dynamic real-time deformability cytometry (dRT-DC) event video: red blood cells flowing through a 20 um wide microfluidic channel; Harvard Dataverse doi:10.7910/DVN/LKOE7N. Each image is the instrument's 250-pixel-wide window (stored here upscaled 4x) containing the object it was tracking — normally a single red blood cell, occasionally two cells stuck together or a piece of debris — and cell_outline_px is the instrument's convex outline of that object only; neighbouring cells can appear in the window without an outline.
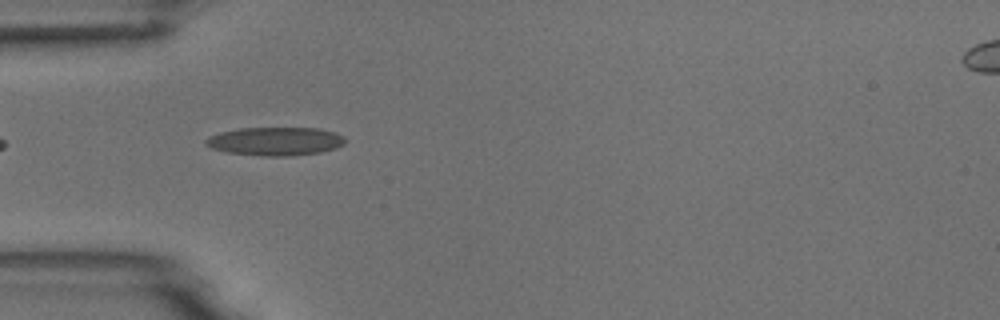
{"species": "common noctule bat (a hibernating species)", "species_latin": "Nyctalus noctula", "temperature_condition": "room temperature", "stored_images_in_passage": 6, "camera_frame_rate_fps": 3000, "um_per_image_px": 0.085, "animal": {"sex": "male", "body_mass_g": 18.8}, "frame": {"image": 1, "passage_image": 5, "time_ms": 4.667, "image_size_px": [1000, 320], "cell_outline_px": [[348, 140], [344, 144], [336, 148], [320, 152], [288, 156], [264, 156], [228, 152], [212, 148], [204, 144], [204, 140], [208, 136], [220, 132], [240, 128], [320, 128], [336, 132], [344, 136]], "centroid_in_image_um": [23.43, 12.0], "position_along_channel_um": 61.6, "area_um2": 23.24}}